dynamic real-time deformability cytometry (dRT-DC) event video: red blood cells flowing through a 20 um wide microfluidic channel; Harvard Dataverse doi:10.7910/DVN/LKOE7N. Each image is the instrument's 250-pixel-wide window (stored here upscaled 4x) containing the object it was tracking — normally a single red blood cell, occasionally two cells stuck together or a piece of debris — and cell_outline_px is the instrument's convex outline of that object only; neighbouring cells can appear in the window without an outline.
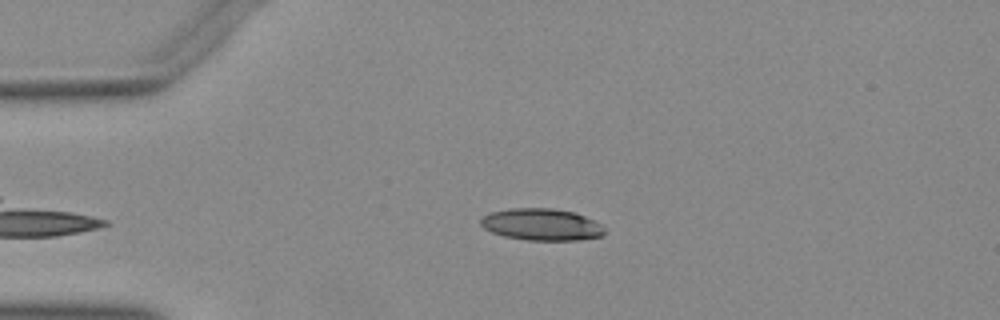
{"species": "Egyptian fruit bat (a non-hibernating species)", "species_latin": "Rousettus aegyptiacus", "temperature_condition": "warm", "stored_images_in_passage": 43, "camera_frame_rate_fps": 3000, "um_per_image_px": 0.085, "animal": {"sex": "female"}, "frame": {"image": 1, "passage_image": 3, "time_ms": 0.667, "image_size_px": [1000, 320], "cell_outline_px": [[604, 236], [580, 240], [528, 240], [504, 236], [492, 232], [484, 228], [480, 224], [480, 220], [484, 216], [492, 212], [508, 208], [552, 208], [572, 212], [584, 216], [600, 224], [604, 228]], "centroid_in_image_um": [46.03, 19.09], "position_along_channel_um": 39.0, "area_um2": 22.89}}
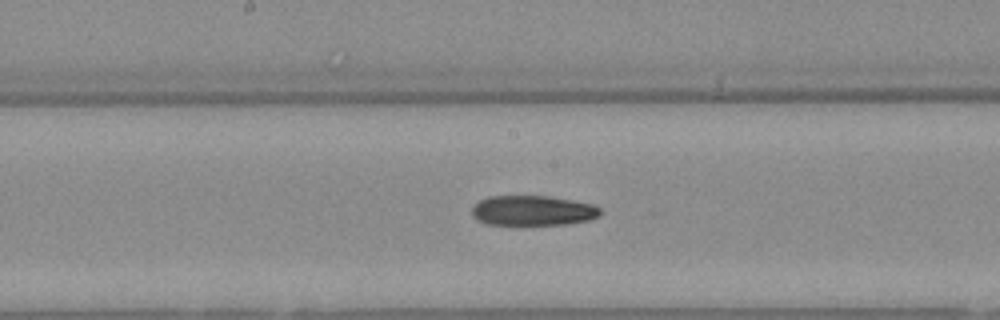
{"frame": {"image": 2, "passage_image": 18, "time_ms": 5.667, "image_size_px": [1000, 320], "cell_outline_px": [[600, 216], [588, 220], [564, 224], [524, 228], [520, 228], [488, 224], [476, 220], [472, 216], [472, 208], [480, 200], [492, 196], [548, 196], [572, 200], [592, 204], [600, 208]], "centroid_in_image_um": [45.24, 17.96], "position_along_channel_um": 203.0, "area_um2": 23.41}}
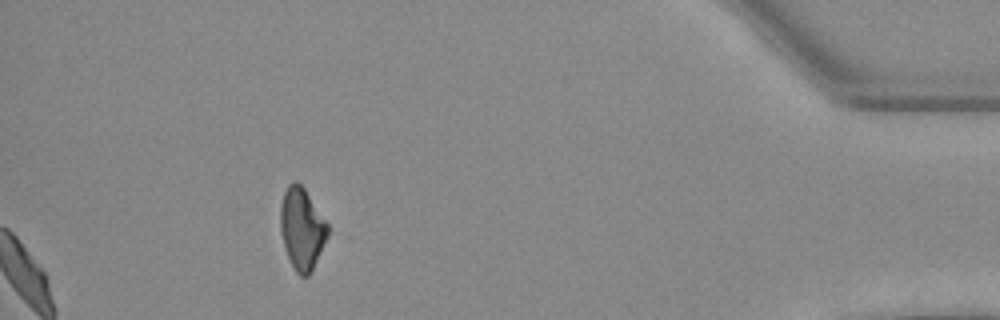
{"frame": {"image": 3, "passage_image": 38, "time_ms": 12.333, "image_size_px": [1000, 320], "cell_outline_px": [[328, 236], [308, 276], [300, 276], [296, 272], [288, 256], [280, 232], [280, 208], [284, 192], [288, 184], [292, 180], [296, 180], [304, 188], [328, 224]], "centroid_in_image_um": [25.65, 19.4], "position_along_channel_um": 409.6, "area_um2": 22.2}}